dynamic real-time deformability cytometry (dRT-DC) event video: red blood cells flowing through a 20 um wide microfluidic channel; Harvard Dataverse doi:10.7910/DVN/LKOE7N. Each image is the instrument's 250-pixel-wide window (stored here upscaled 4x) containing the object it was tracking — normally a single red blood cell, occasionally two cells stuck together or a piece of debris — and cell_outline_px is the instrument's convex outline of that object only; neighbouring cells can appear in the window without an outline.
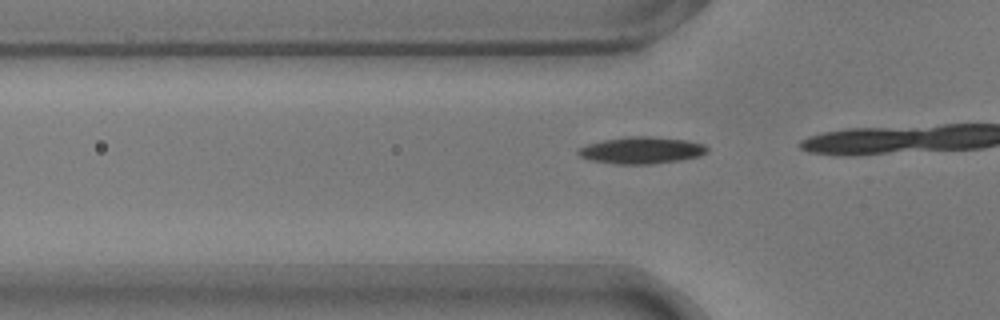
{"species": "common noctule bat (a hibernating species)", "species_latin": "Nyctalus noctula", "temperature_condition": "warm", "stored_images_in_passage": 6, "camera_frame_rate_fps": 3000, "um_per_image_px": 0.085, "animal": {"sex": "male", "body_mass_g": 17.9}, "frame": {"image": 1, "passage_image": 3, "time_ms": 0.667, "image_size_px": [1000, 320], "cell_outline_px": [[708, 152], [700, 156], [680, 160], [648, 164], [616, 164], [592, 160], [580, 156], [576, 152], [576, 148], [588, 144], [604, 140], [628, 136], [648, 136], [688, 140], [704, 144], [708, 148]], "centroid_in_image_um": [54.53, 12.77], "position_along_channel_um": 71.3, "area_um2": 20.17}}